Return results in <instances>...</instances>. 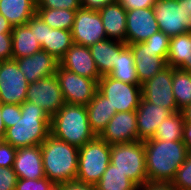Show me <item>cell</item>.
I'll use <instances>...</instances> for the list:
<instances>
[{
  "label": "cell",
  "mask_w": 191,
  "mask_h": 190,
  "mask_svg": "<svg viewBox=\"0 0 191 190\" xmlns=\"http://www.w3.org/2000/svg\"><path fill=\"white\" fill-rule=\"evenodd\" d=\"M148 182H171L185 162L188 151L183 141H144Z\"/></svg>",
  "instance_id": "6da1fadb"
},
{
  "label": "cell",
  "mask_w": 191,
  "mask_h": 190,
  "mask_svg": "<svg viewBox=\"0 0 191 190\" xmlns=\"http://www.w3.org/2000/svg\"><path fill=\"white\" fill-rule=\"evenodd\" d=\"M21 116L15 125L6 129L3 141L17 149L41 145L50 135L51 117L29 101L21 104Z\"/></svg>",
  "instance_id": "7a4b0ae2"
},
{
  "label": "cell",
  "mask_w": 191,
  "mask_h": 190,
  "mask_svg": "<svg viewBox=\"0 0 191 190\" xmlns=\"http://www.w3.org/2000/svg\"><path fill=\"white\" fill-rule=\"evenodd\" d=\"M45 177L54 184L75 181L78 171L79 148L53 137L40 145Z\"/></svg>",
  "instance_id": "3957f363"
},
{
  "label": "cell",
  "mask_w": 191,
  "mask_h": 190,
  "mask_svg": "<svg viewBox=\"0 0 191 190\" xmlns=\"http://www.w3.org/2000/svg\"><path fill=\"white\" fill-rule=\"evenodd\" d=\"M50 134L78 148L96 137L90 127L86 106L68 103L51 117Z\"/></svg>",
  "instance_id": "277c9868"
},
{
  "label": "cell",
  "mask_w": 191,
  "mask_h": 190,
  "mask_svg": "<svg viewBox=\"0 0 191 190\" xmlns=\"http://www.w3.org/2000/svg\"><path fill=\"white\" fill-rule=\"evenodd\" d=\"M111 145L96 136L79 147L76 181L95 185L110 163Z\"/></svg>",
  "instance_id": "5b68a950"
},
{
  "label": "cell",
  "mask_w": 191,
  "mask_h": 190,
  "mask_svg": "<svg viewBox=\"0 0 191 190\" xmlns=\"http://www.w3.org/2000/svg\"><path fill=\"white\" fill-rule=\"evenodd\" d=\"M110 163L139 188L148 182L144 141L111 145Z\"/></svg>",
  "instance_id": "8992f818"
},
{
  "label": "cell",
  "mask_w": 191,
  "mask_h": 190,
  "mask_svg": "<svg viewBox=\"0 0 191 190\" xmlns=\"http://www.w3.org/2000/svg\"><path fill=\"white\" fill-rule=\"evenodd\" d=\"M116 112L136 110L142 98L140 84H127L104 75L98 80V89Z\"/></svg>",
  "instance_id": "52a82bcc"
},
{
  "label": "cell",
  "mask_w": 191,
  "mask_h": 190,
  "mask_svg": "<svg viewBox=\"0 0 191 190\" xmlns=\"http://www.w3.org/2000/svg\"><path fill=\"white\" fill-rule=\"evenodd\" d=\"M56 77L65 103L86 106L94 97L98 83L90 78L82 77L58 65Z\"/></svg>",
  "instance_id": "ba28073f"
},
{
  "label": "cell",
  "mask_w": 191,
  "mask_h": 190,
  "mask_svg": "<svg viewBox=\"0 0 191 190\" xmlns=\"http://www.w3.org/2000/svg\"><path fill=\"white\" fill-rule=\"evenodd\" d=\"M29 83L15 59L0 61V103L21 105Z\"/></svg>",
  "instance_id": "9c48e42d"
},
{
  "label": "cell",
  "mask_w": 191,
  "mask_h": 190,
  "mask_svg": "<svg viewBox=\"0 0 191 190\" xmlns=\"http://www.w3.org/2000/svg\"><path fill=\"white\" fill-rule=\"evenodd\" d=\"M71 35L73 44L88 47L107 39L99 11L83 7L76 10Z\"/></svg>",
  "instance_id": "30bf717a"
},
{
  "label": "cell",
  "mask_w": 191,
  "mask_h": 190,
  "mask_svg": "<svg viewBox=\"0 0 191 190\" xmlns=\"http://www.w3.org/2000/svg\"><path fill=\"white\" fill-rule=\"evenodd\" d=\"M26 101L44 109L50 117L55 115L65 104L56 75L30 83L27 89Z\"/></svg>",
  "instance_id": "8fae6325"
},
{
  "label": "cell",
  "mask_w": 191,
  "mask_h": 190,
  "mask_svg": "<svg viewBox=\"0 0 191 190\" xmlns=\"http://www.w3.org/2000/svg\"><path fill=\"white\" fill-rule=\"evenodd\" d=\"M153 8L160 31L170 37L188 32L189 16L184 14L183 0H156Z\"/></svg>",
  "instance_id": "7c38bea8"
},
{
  "label": "cell",
  "mask_w": 191,
  "mask_h": 190,
  "mask_svg": "<svg viewBox=\"0 0 191 190\" xmlns=\"http://www.w3.org/2000/svg\"><path fill=\"white\" fill-rule=\"evenodd\" d=\"M142 98L172 113L179 112L173 95L172 67L167 66L150 80L141 84Z\"/></svg>",
  "instance_id": "4fadbf2b"
},
{
  "label": "cell",
  "mask_w": 191,
  "mask_h": 190,
  "mask_svg": "<svg viewBox=\"0 0 191 190\" xmlns=\"http://www.w3.org/2000/svg\"><path fill=\"white\" fill-rule=\"evenodd\" d=\"M159 30L154 14V8H139L126 11V38L125 43L145 42Z\"/></svg>",
  "instance_id": "5bb4252c"
},
{
  "label": "cell",
  "mask_w": 191,
  "mask_h": 190,
  "mask_svg": "<svg viewBox=\"0 0 191 190\" xmlns=\"http://www.w3.org/2000/svg\"><path fill=\"white\" fill-rule=\"evenodd\" d=\"M99 137L109 145L138 141L136 110L116 112Z\"/></svg>",
  "instance_id": "9a60e30c"
},
{
  "label": "cell",
  "mask_w": 191,
  "mask_h": 190,
  "mask_svg": "<svg viewBox=\"0 0 191 190\" xmlns=\"http://www.w3.org/2000/svg\"><path fill=\"white\" fill-rule=\"evenodd\" d=\"M59 66L82 77L93 79L97 83L102 77L88 46L73 44L59 60Z\"/></svg>",
  "instance_id": "2e32d148"
},
{
  "label": "cell",
  "mask_w": 191,
  "mask_h": 190,
  "mask_svg": "<svg viewBox=\"0 0 191 190\" xmlns=\"http://www.w3.org/2000/svg\"><path fill=\"white\" fill-rule=\"evenodd\" d=\"M15 60L29 84L39 79L55 75L59 65L58 60L42 49L31 56L21 57Z\"/></svg>",
  "instance_id": "e0dca14e"
},
{
  "label": "cell",
  "mask_w": 191,
  "mask_h": 190,
  "mask_svg": "<svg viewBox=\"0 0 191 190\" xmlns=\"http://www.w3.org/2000/svg\"><path fill=\"white\" fill-rule=\"evenodd\" d=\"M171 114L172 112L168 109L141 98L139 106L136 109L138 141L153 138L157 127Z\"/></svg>",
  "instance_id": "ac0fdd59"
},
{
  "label": "cell",
  "mask_w": 191,
  "mask_h": 190,
  "mask_svg": "<svg viewBox=\"0 0 191 190\" xmlns=\"http://www.w3.org/2000/svg\"><path fill=\"white\" fill-rule=\"evenodd\" d=\"M128 45L134 57V64L140 85L167 67L166 60L161 56H157V53L149 50L148 45L144 42Z\"/></svg>",
  "instance_id": "d6986e66"
},
{
  "label": "cell",
  "mask_w": 191,
  "mask_h": 190,
  "mask_svg": "<svg viewBox=\"0 0 191 190\" xmlns=\"http://www.w3.org/2000/svg\"><path fill=\"white\" fill-rule=\"evenodd\" d=\"M12 168L18 179L45 177L40 145L18 148Z\"/></svg>",
  "instance_id": "ffe728a7"
},
{
  "label": "cell",
  "mask_w": 191,
  "mask_h": 190,
  "mask_svg": "<svg viewBox=\"0 0 191 190\" xmlns=\"http://www.w3.org/2000/svg\"><path fill=\"white\" fill-rule=\"evenodd\" d=\"M101 20L108 39L125 43L126 10L117 0L99 10Z\"/></svg>",
  "instance_id": "44dd1931"
},
{
  "label": "cell",
  "mask_w": 191,
  "mask_h": 190,
  "mask_svg": "<svg viewBox=\"0 0 191 190\" xmlns=\"http://www.w3.org/2000/svg\"><path fill=\"white\" fill-rule=\"evenodd\" d=\"M126 45V43L107 38L89 46L92 58L101 76L108 75L112 71L117 55Z\"/></svg>",
  "instance_id": "7402d4cb"
},
{
  "label": "cell",
  "mask_w": 191,
  "mask_h": 190,
  "mask_svg": "<svg viewBox=\"0 0 191 190\" xmlns=\"http://www.w3.org/2000/svg\"><path fill=\"white\" fill-rule=\"evenodd\" d=\"M86 108L91 130L96 136H100L116 111L98 90Z\"/></svg>",
  "instance_id": "603a6c76"
},
{
  "label": "cell",
  "mask_w": 191,
  "mask_h": 190,
  "mask_svg": "<svg viewBox=\"0 0 191 190\" xmlns=\"http://www.w3.org/2000/svg\"><path fill=\"white\" fill-rule=\"evenodd\" d=\"M36 4L32 0H0V14L12 26L27 24L36 14Z\"/></svg>",
  "instance_id": "cb8c5ba5"
},
{
  "label": "cell",
  "mask_w": 191,
  "mask_h": 190,
  "mask_svg": "<svg viewBox=\"0 0 191 190\" xmlns=\"http://www.w3.org/2000/svg\"><path fill=\"white\" fill-rule=\"evenodd\" d=\"M11 34L13 59L28 57L41 50L34 29H29L28 24L13 26Z\"/></svg>",
  "instance_id": "d4e9b609"
},
{
  "label": "cell",
  "mask_w": 191,
  "mask_h": 190,
  "mask_svg": "<svg viewBox=\"0 0 191 190\" xmlns=\"http://www.w3.org/2000/svg\"><path fill=\"white\" fill-rule=\"evenodd\" d=\"M72 45L71 31L53 29L46 24L45 40L40 45L42 50H45L59 61Z\"/></svg>",
  "instance_id": "484cf974"
},
{
  "label": "cell",
  "mask_w": 191,
  "mask_h": 190,
  "mask_svg": "<svg viewBox=\"0 0 191 190\" xmlns=\"http://www.w3.org/2000/svg\"><path fill=\"white\" fill-rule=\"evenodd\" d=\"M111 78L127 84H139L134 57L129 45H126L113 63V69L108 74Z\"/></svg>",
  "instance_id": "4316f807"
},
{
  "label": "cell",
  "mask_w": 191,
  "mask_h": 190,
  "mask_svg": "<svg viewBox=\"0 0 191 190\" xmlns=\"http://www.w3.org/2000/svg\"><path fill=\"white\" fill-rule=\"evenodd\" d=\"M191 55V32L171 37L167 66L179 69Z\"/></svg>",
  "instance_id": "83f0119b"
},
{
  "label": "cell",
  "mask_w": 191,
  "mask_h": 190,
  "mask_svg": "<svg viewBox=\"0 0 191 190\" xmlns=\"http://www.w3.org/2000/svg\"><path fill=\"white\" fill-rule=\"evenodd\" d=\"M96 190H138V186L125 174L109 163L100 180L95 184Z\"/></svg>",
  "instance_id": "f1b7e54d"
},
{
  "label": "cell",
  "mask_w": 191,
  "mask_h": 190,
  "mask_svg": "<svg viewBox=\"0 0 191 190\" xmlns=\"http://www.w3.org/2000/svg\"><path fill=\"white\" fill-rule=\"evenodd\" d=\"M172 88L179 111L191 105V73L172 68Z\"/></svg>",
  "instance_id": "f546056e"
},
{
  "label": "cell",
  "mask_w": 191,
  "mask_h": 190,
  "mask_svg": "<svg viewBox=\"0 0 191 190\" xmlns=\"http://www.w3.org/2000/svg\"><path fill=\"white\" fill-rule=\"evenodd\" d=\"M184 119L181 111L172 113L157 127L153 139L162 141H183Z\"/></svg>",
  "instance_id": "4dcf8cb0"
},
{
  "label": "cell",
  "mask_w": 191,
  "mask_h": 190,
  "mask_svg": "<svg viewBox=\"0 0 191 190\" xmlns=\"http://www.w3.org/2000/svg\"><path fill=\"white\" fill-rule=\"evenodd\" d=\"M36 14L53 29L71 31L76 10L36 8Z\"/></svg>",
  "instance_id": "1f68e13d"
},
{
  "label": "cell",
  "mask_w": 191,
  "mask_h": 190,
  "mask_svg": "<svg viewBox=\"0 0 191 190\" xmlns=\"http://www.w3.org/2000/svg\"><path fill=\"white\" fill-rule=\"evenodd\" d=\"M170 39V36L166 35L162 31H158L149 37L144 43L148 45L149 50L153 53H157V56H161L166 60L168 57Z\"/></svg>",
  "instance_id": "d6a6232c"
},
{
  "label": "cell",
  "mask_w": 191,
  "mask_h": 190,
  "mask_svg": "<svg viewBox=\"0 0 191 190\" xmlns=\"http://www.w3.org/2000/svg\"><path fill=\"white\" fill-rule=\"evenodd\" d=\"M171 183L178 190H191V153L187 154L185 162L178 168Z\"/></svg>",
  "instance_id": "836d02e7"
},
{
  "label": "cell",
  "mask_w": 191,
  "mask_h": 190,
  "mask_svg": "<svg viewBox=\"0 0 191 190\" xmlns=\"http://www.w3.org/2000/svg\"><path fill=\"white\" fill-rule=\"evenodd\" d=\"M53 184L47 177L42 179H18L15 190H49Z\"/></svg>",
  "instance_id": "e575fe53"
},
{
  "label": "cell",
  "mask_w": 191,
  "mask_h": 190,
  "mask_svg": "<svg viewBox=\"0 0 191 190\" xmlns=\"http://www.w3.org/2000/svg\"><path fill=\"white\" fill-rule=\"evenodd\" d=\"M1 117L6 129L12 127L18 118H22L21 105L1 103Z\"/></svg>",
  "instance_id": "d590c367"
},
{
  "label": "cell",
  "mask_w": 191,
  "mask_h": 190,
  "mask_svg": "<svg viewBox=\"0 0 191 190\" xmlns=\"http://www.w3.org/2000/svg\"><path fill=\"white\" fill-rule=\"evenodd\" d=\"M36 8L78 10L81 0H41Z\"/></svg>",
  "instance_id": "8d00e7d4"
},
{
  "label": "cell",
  "mask_w": 191,
  "mask_h": 190,
  "mask_svg": "<svg viewBox=\"0 0 191 190\" xmlns=\"http://www.w3.org/2000/svg\"><path fill=\"white\" fill-rule=\"evenodd\" d=\"M18 176L12 167H0V190H15Z\"/></svg>",
  "instance_id": "74e56055"
},
{
  "label": "cell",
  "mask_w": 191,
  "mask_h": 190,
  "mask_svg": "<svg viewBox=\"0 0 191 190\" xmlns=\"http://www.w3.org/2000/svg\"><path fill=\"white\" fill-rule=\"evenodd\" d=\"M17 148L3 140H0V167H12Z\"/></svg>",
  "instance_id": "f35d334b"
},
{
  "label": "cell",
  "mask_w": 191,
  "mask_h": 190,
  "mask_svg": "<svg viewBox=\"0 0 191 190\" xmlns=\"http://www.w3.org/2000/svg\"><path fill=\"white\" fill-rule=\"evenodd\" d=\"M29 29H34V36L38 43L41 45L45 40L46 23L35 14L28 22Z\"/></svg>",
  "instance_id": "ab89813d"
},
{
  "label": "cell",
  "mask_w": 191,
  "mask_h": 190,
  "mask_svg": "<svg viewBox=\"0 0 191 190\" xmlns=\"http://www.w3.org/2000/svg\"><path fill=\"white\" fill-rule=\"evenodd\" d=\"M13 59L12 34L0 33V61Z\"/></svg>",
  "instance_id": "60d3db41"
},
{
  "label": "cell",
  "mask_w": 191,
  "mask_h": 190,
  "mask_svg": "<svg viewBox=\"0 0 191 190\" xmlns=\"http://www.w3.org/2000/svg\"><path fill=\"white\" fill-rule=\"evenodd\" d=\"M122 7L128 10H134L139 8H151L156 3V0H118Z\"/></svg>",
  "instance_id": "b9f144b4"
},
{
  "label": "cell",
  "mask_w": 191,
  "mask_h": 190,
  "mask_svg": "<svg viewBox=\"0 0 191 190\" xmlns=\"http://www.w3.org/2000/svg\"><path fill=\"white\" fill-rule=\"evenodd\" d=\"M116 1L117 0H81V7L94 11H99L108 4H112Z\"/></svg>",
  "instance_id": "7bdbcfd3"
},
{
  "label": "cell",
  "mask_w": 191,
  "mask_h": 190,
  "mask_svg": "<svg viewBox=\"0 0 191 190\" xmlns=\"http://www.w3.org/2000/svg\"><path fill=\"white\" fill-rule=\"evenodd\" d=\"M138 190H178L171 182H147Z\"/></svg>",
  "instance_id": "ee69618b"
},
{
  "label": "cell",
  "mask_w": 191,
  "mask_h": 190,
  "mask_svg": "<svg viewBox=\"0 0 191 190\" xmlns=\"http://www.w3.org/2000/svg\"><path fill=\"white\" fill-rule=\"evenodd\" d=\"M63 190H96L95 185L81 183L78 181H69L62 183Z\"/></svg>",
  "instance_id": "f6af8a7d"
},
{
  "label": "cell",
  "mask_w": 191,
  "mask_h": 190,
  "mask_svg": "<svg viewBox=\"0 0 191 190\" xmlns=\"http://www.w3.org/2000/svg\"><path fill=\"white\" fill-rule=\"evenodd\" d=\"M183 142L187 147L188 153H191V124L185 123L183 128Z\"/></svg>",
  "instance_id": "bcb514c9"
},
{
  "label": "cell",
  "mask_w": 191,
  "mask_h": 190,
  "mask_svg": "<svg viewBox=\"0 0 191 190\" xmlns=\"http://www.w3.org/2000/svg\"><path fill=\"white\" fill-rule=\"evenodd\" d=\"M13 30V26L11 23L0 14V33H11Z\"/></svg>",
  "instance_id": "7dc6e473"
},
{
  "label": "cell",
  "mask_w": 191,
  "mask_h": 190,
  "mask_svg": "<svg viewBox=\"0 0 191 190\" xmlns=\"http://www.w3.org/2000/svg\"><path fill=\"white\" fill-rule=\"evenodd\" d=\"M184 14L189 16L188 32H191V0H183Z\"/></svg>",
  "instance_id": "c3c4849f"
},
{
  "label": "cell",
  "mask_w": 191,
  "mask_h": 190,
  "mask_svg": "<svg viewBox=\"0 0 191 190\" xmlns=\"http://www.w3.org/2000/svg\"><path fill=\"white\" fill-rule=\"evenodd\" d=\"M181 113L183 115L184 122L191 124V105H188L182 109Z\"/></svg>",
  "instance_id": "681fc988"
},
{
  "label": "cell",
  "mask_w": 191,
  "mask_h": 190,
  "mask_svg": "<svg viewBox=\"0 0 191 190\" xmlns=\"http://www.w3.org/2000/svg\"><path fill=\"white\" fill-rule=\"evenodd\" d=\"M5 132H6V128H5L4 121L1 117V103H0V140H3Z\"/></svg>",
  "instance_id": "f907efd6"
},
{
  "label": "cell",
  "mask_w": 191,
  "mask_h": 190,
  "mask_svg": "<svg viewBox=\"0 0 191 190\" xmlns=\"http://www.w3.org/2000/svg\"><path fill=\"white\" fill-rule=\"evenodd\" d=\"M179 69L191 73V55Z\"/></svg>",
  "instance_id": "816d5d0a"
},
{
  "label": "cell",
  "mask_w": 191,
  "mask_h": 190,
  "mask_svg": "<svg viewBox=\"0 0 191 190\" xmlns=\"http://www.w3.org/2000/svg\"><path fill=\"white\" fill-rule=\"evenodd\" d=\"M49 190H63L62 184H53Z\"/></svg>",
  "instance_id": "f5cc1de1"
},
{
  "label": "cell",
  "mask_w": 191,
  "mask_h": 190,
  "mask_svg": "<svg viewBox=\"0 0 191 190\" xmlns=\"http://www.w3.org/2000/svg\"><path fill=\"white\" fill-rule=\"evenodd\" d=\"M32 1H33L36 5H38L41 0H32Z\"/></svg>",
  "instance_id": "db71d44e"
}]
</instances>
